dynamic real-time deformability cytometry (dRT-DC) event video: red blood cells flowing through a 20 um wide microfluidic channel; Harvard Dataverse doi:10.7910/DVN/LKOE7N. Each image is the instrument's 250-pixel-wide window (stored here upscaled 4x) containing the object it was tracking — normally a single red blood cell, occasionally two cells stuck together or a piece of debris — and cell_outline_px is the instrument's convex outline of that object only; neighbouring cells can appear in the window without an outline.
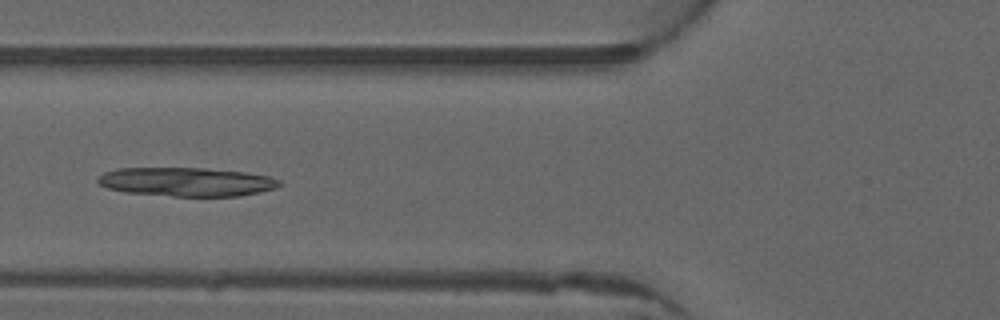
{"species": "common noctule bat (a hibernating species)", "species_latin": "Nyctalus noctula", "temperature_condition": "warm", "stored_images_in_passage": 49, "camera_frame_rate_fps": 3000, "um_per_image_px": 0.085, "animal": {"sex": "male", "forearm_length_mm": 52.5}, "frame": {"image": 1, "passage_image": 18, "time_ms": 5.667, "image_size_px": [1000, 320], "cell_outline_px": [[284, 184], [276, 188], [260, 192], [240, 196], [172, 196], [124, 192], [108, 188], [100, 184], [96, 180], [96, 176], [104, 172], [116, 168], [204, 168], [244, 172], [272, 176], [280, 180]], "centroid_in_image_um": [15.87, 15.45], "position_along_channel_um": 109.9, "area_um2": 30.81}}
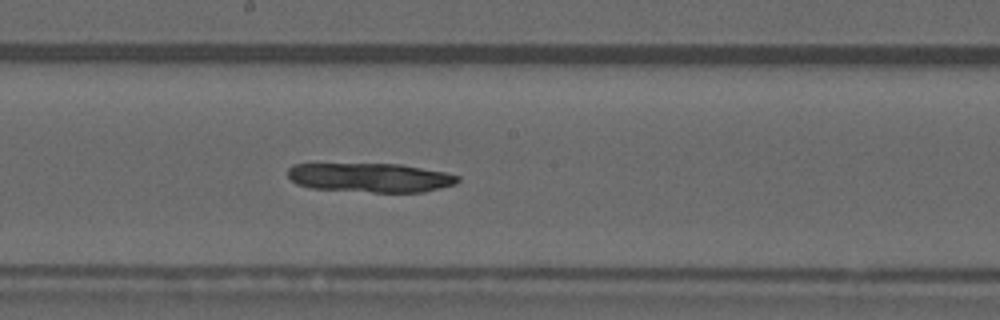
{"frame": {"image": 2, "passage_image": 26, "time_ms": 8.333, "image_size_px": [1000, 320], "cell_outline_px": [[460, 180], [456, 184], [424, 192], [372, 192], [308, 188], [296, 184], [288, 176], [288, 168], [292, 164], [400, 164], [444, 172], [460, 176]], "centroid_in_image_um": [31.47, 15.1], "position_along_channel_um": 216.7, "area_um2": 28.96}}
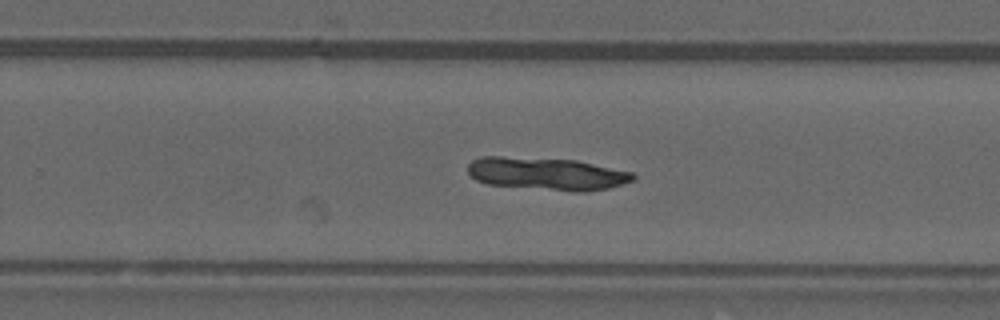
{"frame": {"image": 3, "passage_image": 31, "time_ms": 10.0, "image_size_px": [1000, 320], "cell_outline_px": [[636, 176], [632, 180], [608, 188], [584, 192], [572, 192], [488, 184], [476, 180], [468, 172], [468, 164], [472, 160], [480, 156], [500, 156], [576, 160], [632, 172]], "centroid_in_image_um": [46.45, 14.77], "position_along_channel_um": 283.4, "area_um2": 31.39}}